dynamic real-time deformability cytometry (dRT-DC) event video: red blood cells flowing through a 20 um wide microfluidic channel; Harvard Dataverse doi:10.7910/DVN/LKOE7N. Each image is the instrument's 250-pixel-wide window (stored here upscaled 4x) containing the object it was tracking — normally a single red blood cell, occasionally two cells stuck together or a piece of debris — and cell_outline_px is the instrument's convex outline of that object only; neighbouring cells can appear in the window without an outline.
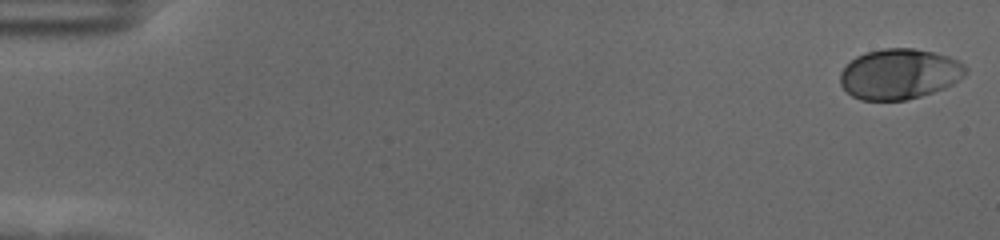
{"species": "human", "species_latin": "Homo sapiens", "temperature_condition": "cold", "stored_images_in_passage": 58, "camera_frame_rate_fps": 3000, "um_per_image_px": 0.085, "donor": {"sex": "female"}, "frame": {"image": 1, "passage_image": 1, "time_ms": 0.0, "image_size_px": [1000, 240], "cell_outline_px": [[968, 68], [964, 76], [952, 84], [944, 88], [920, 96], [904, 100], [860, 100], [852, 96], [840, 84], [840, 72], [856, 56], [864, 52], [884, 48], [912, 48], [932, 52], [948, 56], [960, 60]], "centroid_in_image_um": [76.45, 6.28], "position_along_channel_um": 8.5, "area_um2": 36.88}}
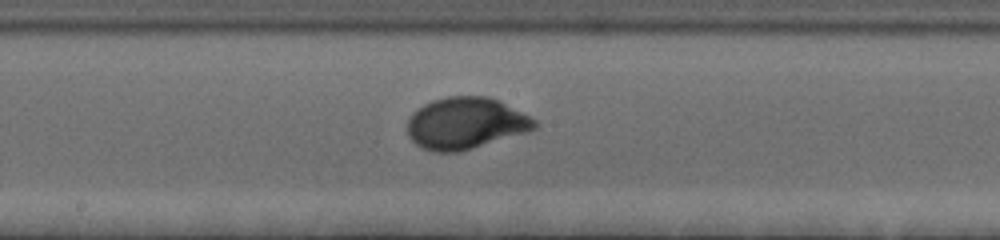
{"frame": {"image": 2, "passage_image": 32, "time_ms": 10.333, "image_size_px": [1000, 240], "cell_outline_px": [[536, 128], [524, 132], [460, 152], [432, 152], [420, 148], [408, 136], [408, 120], [412, 112], [416, 108], [432, 100], [448, 96], [488, 96], [500, 100], [536, 120]], "centroid_in_image_um": [39.53, 10.47], "position_along_channel_um": 208.7, "area_um2": 38.26}}
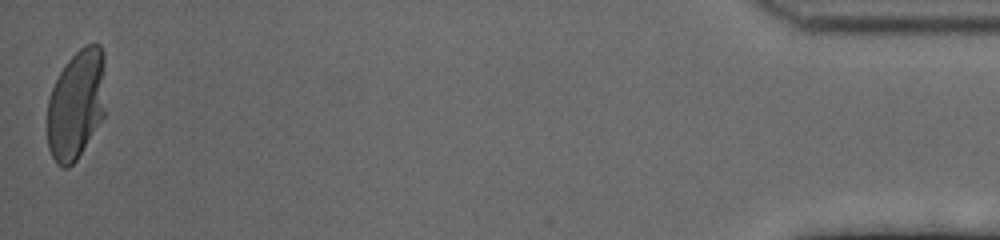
{"frame": {"image": 3, "passage_image": 58, "time_ms": 19.0, "image_size_px": [1000, 240], "cell_outline_px": [[104, 116], [76, 160], [68, 168], [60, 168], [56, 164], [48, 148], [48, 100], [52, 88], [60, 72], [68, 60], [84, 44], [100, 44], [104, 52]], "centroid_in_image_um": [6.48, 8.88], "position_along_channel_um": 428.7, "area_um2": 37.28}, "authors_computed_cell_mechanics": {"area_um2": 36.8475, "velocity_mm_per_s": 3.5026, "shape_relaxation_time_tau1_ms": 2.6922, "shape_relaxation_time_tau2_ms": null, "deformation_change_tau1": 0.1609, "deformation_change_tau2": null}}